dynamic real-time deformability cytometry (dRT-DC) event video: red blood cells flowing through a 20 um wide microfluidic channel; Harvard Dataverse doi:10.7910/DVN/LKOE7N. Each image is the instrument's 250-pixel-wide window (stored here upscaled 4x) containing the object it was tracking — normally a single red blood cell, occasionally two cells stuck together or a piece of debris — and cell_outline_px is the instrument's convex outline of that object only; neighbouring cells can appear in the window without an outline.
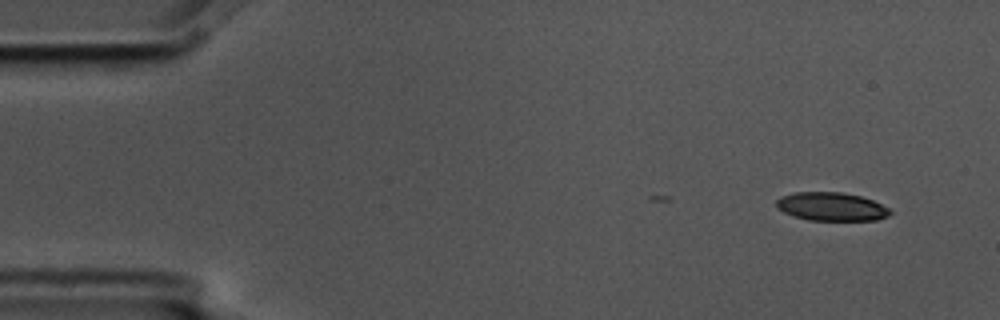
{"species": "common noctule bat (a hibernating species)", "species_latin": "Nyctalus noctula", "temperature_condition": "cold", "stored_images_in_passage": 6, "camera_frame_rate_fps": 3000, "um_per_image_px": 0.085, "animal": {"sex": "male", "body_mass_g": 17.5, "forearm_length_mm": 52.3}, "frame": {"image": 1, "passage_image": 1, "time_ms": 0.0, "image_size_px": [1000, 320], "cell_outline_px": [[892, 212], [888, 216], [876, 220], [808, 220], [784, 212], [776, 208], [776, 200], [780, 196], [796, 192], [840, 192], [860, 196], [872, 200], [892, 208]], "centroid_in_image_um": [70.69, 17.56], "position_along_channel_um": 14.3, "area_um2": 18.9}}
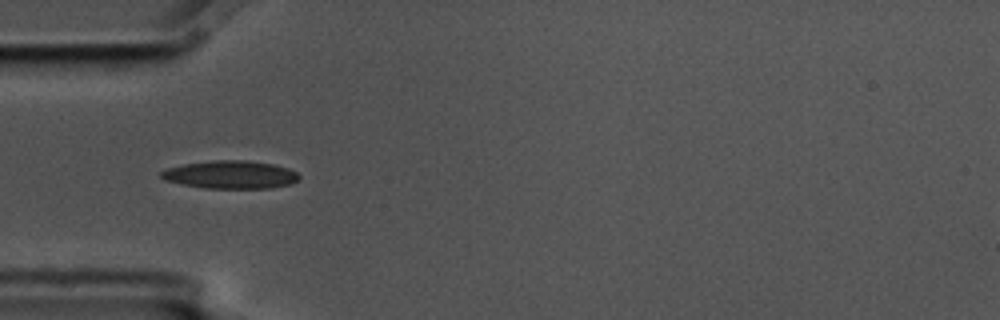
{"frame": {"image": 2, "passage_image": 4, "time_ms": 1.0, "image_size_px": [1000, 320], "cell_outline_px": [[300, 180], [292, 184], [272, 188], [204, 188], [180, 184], [168, 180], [160, 176], [160, 172], [168, 168], [184, 164], [212, 160], [244, 160], [272, 164], [288, 168], [296, 172], [300, 176]], "centroid_in_image_um": [19.63, 14.85], "position_along_channel_um": 65.4, "area_um2": 22.48}}